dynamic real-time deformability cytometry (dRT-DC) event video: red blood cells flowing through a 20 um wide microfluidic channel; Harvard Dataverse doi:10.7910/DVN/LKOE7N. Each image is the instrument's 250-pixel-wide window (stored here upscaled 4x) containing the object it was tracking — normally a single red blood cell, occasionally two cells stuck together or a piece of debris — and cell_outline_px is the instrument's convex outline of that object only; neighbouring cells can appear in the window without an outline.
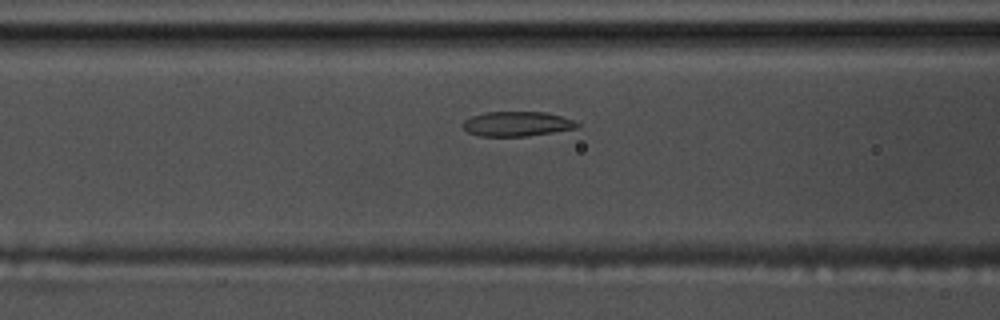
{"species": "common noctule bat (a hibernating species)", "species_latin": "Nyctalus noctula", "temperature_condition": "warm", "stored_images_in_passage": 39, "camera_frame_rate_fps": 3000, "um_per_image_px": 0.085, "animal": {"sex": "male", "body_mass_g": 17.5, "forearm_length_mm": 52.3}, "frame": {"image": 1, "passage_image": 5, "time_ms": 1.333, "image_size_px": [1000, 320], "cell_outline_px": [[580, 124], [576, 128], [528, 136], [480, 136], [468, 132], [460, 124], [464, 120], [472, 116], [484, 112], [544, 112], [560, 116], [572, 120]], "centroid_in_image_um": [43.89, 10.53], "position_along_channel_um": 122.7, "area_um2": 16.36}}
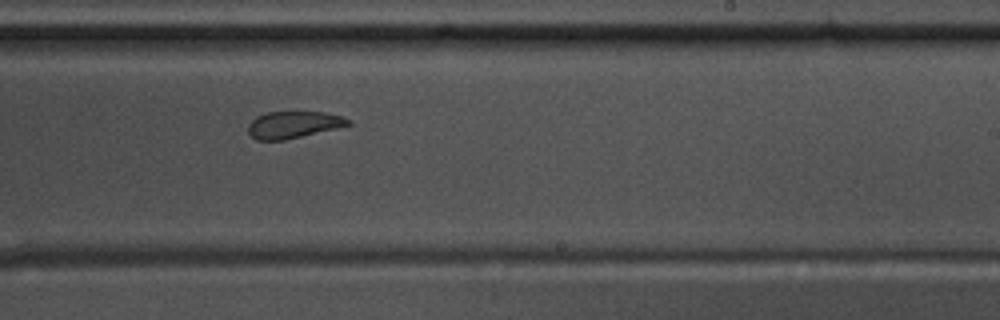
{"frame": {"image": 2, "passage_image": 17, "time_ms": 5.333, "image_size_px": [1000, 320], "cell_outline_px": [[352, 124], [336, 128], [284, 140], [256, 140], [248, 132], [248, 124], [256, 116], [268, 112], [324, 112], [340, 116], [352, 120]], "centroid_in_image_um": [24.92, 10.59], "position_along_channel_um": 264.1, "area_um2": 15.55}}
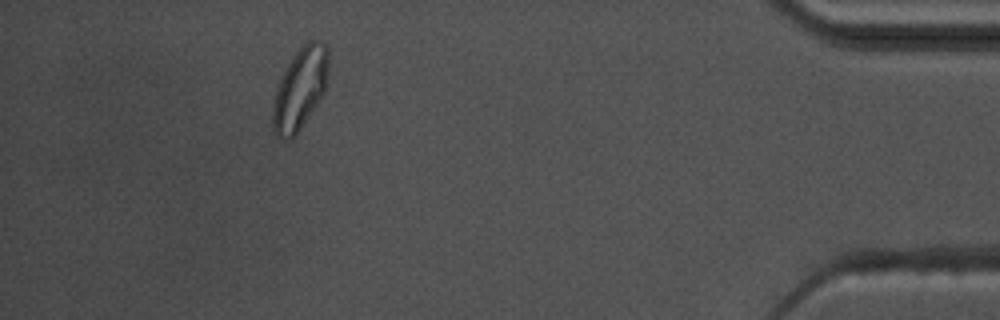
{"frame": {"image": 3, "passage_image": 34, "time_ms": 11.0, "image_size_px": [1000, 320], "cell_outline_px": [[328, 76], [324, 92], [296, 136], [288, 140], [276, 136], [272, 128], [272, 108], [276, 84], [280, 76], [296, 52], [308, 40], [316, 40], [328, 44]], "centroid_in_image_um": [25.49, 7.54], "position_along_channel_um": 409.7, "area_um2": 26.82}}